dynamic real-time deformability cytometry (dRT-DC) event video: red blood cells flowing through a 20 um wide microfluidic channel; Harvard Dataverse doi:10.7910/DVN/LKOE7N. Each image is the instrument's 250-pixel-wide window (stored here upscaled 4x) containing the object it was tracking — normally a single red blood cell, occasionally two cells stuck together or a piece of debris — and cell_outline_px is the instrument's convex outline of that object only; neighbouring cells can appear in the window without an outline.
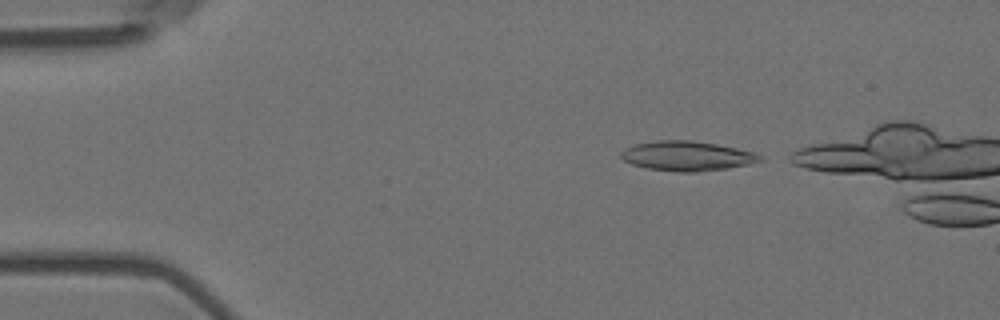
{"species": "Egyptian fruit bat (a non-hibernating species)", "species_latin": "Rousettus aegyptiacus", "temperature_condition": "room temperature", "stored_images_in_passage": 42, "camera_frame_rate_fps": 3000, "um_per_image_px": 0.085, "animal": {"sex": "female"}, "frame": {"image": 1, "passage_image": 2, "time_ms": 0.333, "image_size_px": [1000, 320], "cell_outline_px": [[764, 160], [748, 164], [728, 168], [696, 172], [676, 172], [648, 168], [632, 164], [624, 160], [620, 156], [620, 152], [624, 148], [636, 144], [656, 140], [688, 140], [716, 144], [736, 148], [752, 152], [764, 156]], "centroid_in_image_um": [58.39, 13.26], "position_along_channel_um": 26.6, "area_um2": 23.99}}
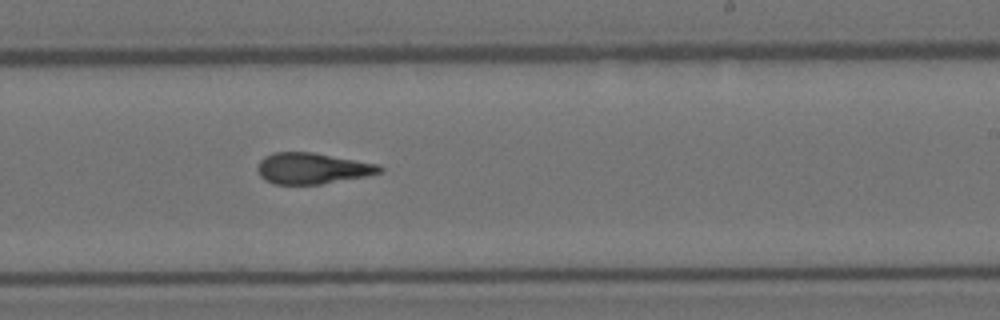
{"frame": {"image": 2, "passage_image": 27, "time_ms": 8.667, "image_size_px": [1000, 320], "cell_outline_px": [[384, 172], [364, 176], [320, 184], [272, 184], [264, 180], [260, 176], [256, 168], [260, 160], [264, 156], [272, 152], [312, 152], [380, 164], [384, 168]], "centroid_in_image_um": [26.53, 14.3], "position_along_channel_um": 262.5, "area_um2": 22.25}}
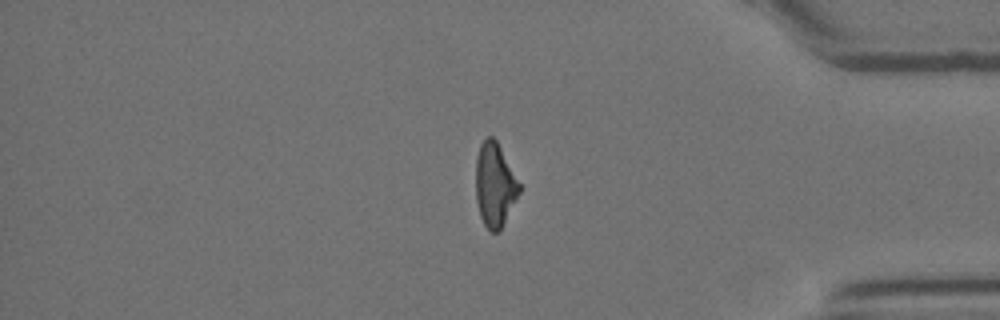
{"frame": {"image": 3, "passage_image": 40, "time_ms": 13.0, "image_size_px": [1000, 320], "cell_outline_px": [[520, 192], [500, 228], [496, 232], [492, 232], [484, 224], [480, 216], [476, 200], [476, 160], [480, 144], [488, 136], [492, 136], [496, 140], [520, 184]], "centroid_in_image_um": [42.04, 15.69], "position_along_channel_um": 393.2, "area_um2": 20.75}}